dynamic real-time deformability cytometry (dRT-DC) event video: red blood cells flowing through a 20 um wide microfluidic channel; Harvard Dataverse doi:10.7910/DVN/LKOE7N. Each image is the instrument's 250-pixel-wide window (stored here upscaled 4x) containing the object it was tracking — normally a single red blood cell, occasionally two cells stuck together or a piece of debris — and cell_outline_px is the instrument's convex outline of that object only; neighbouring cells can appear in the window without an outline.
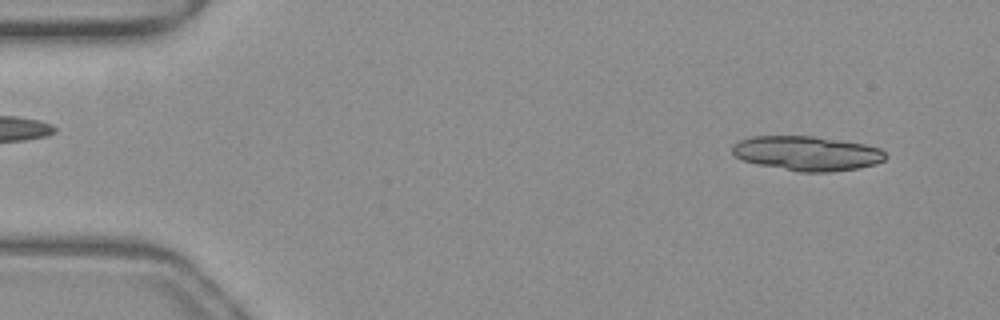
{"species": "common noctule bat (a hibernating species)", "species_latin": "Nyctalus noctula", "temperature_condition": "warm", "stored_images_in_passage": 50, "camera_frame_rate_fps": 3000, "um_per_image_px": 0.085, "animal": {"sex": "female", "body_mass_g": 19.3, "forearm_length_mm": 54.1}, "frame": {"image": 1, "passage_image": 3, "time_ms": 0.667, "image_size_px": [1000, 320], "cell_outline_px": [[888, 156], [884, 160], [876, 164], [860, 168], [828, 172], [800, 172], [756, 164], [744, 160], [736, 156], [732, 152], [732, 144], [740, 140], [752, 136], [812, 136], [864, 144], [880, 148]], "centroid_in_image_um": [68.6, 13.04], "position_along_channel_um": 16.4, "area_um2": 30.87}}
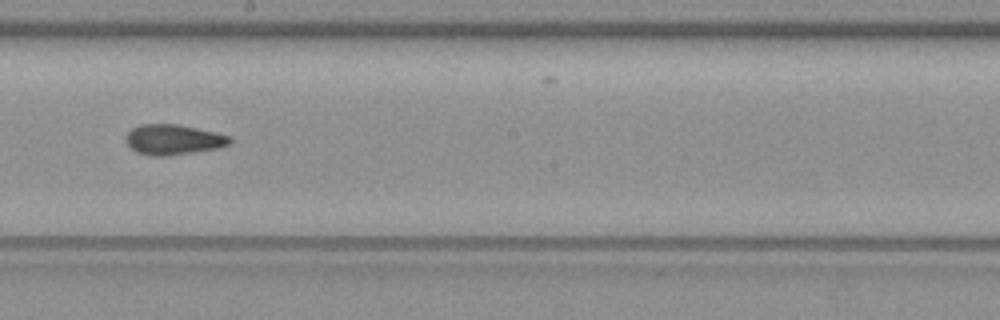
{"frame": {"image": 2, "passage_image": 28, "time_ms": 9.0, "image_size_px": [1000, 320], "cell_outline_px": [[232, 140], [228, 144], [220, 148], [168, 156], [148, 156], [136, 152], [128, 144], [128, 132], [132, 128], [140, 124], [176, 124], [216, 132], [232, 136]], "centroid_in_image_um": [14.77, 11.87], "position_along_channel_um": 233.4, "area_um2": 18.32}}
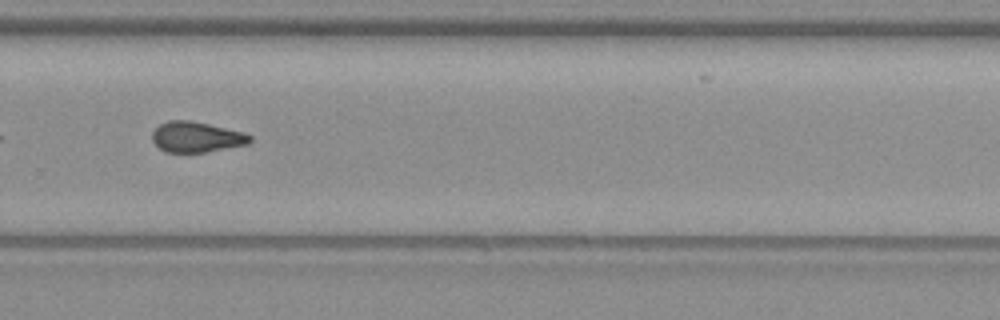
{"frame": {"image": 3, "passage_image": 34, "time_ms": 11.0, "image_size_px": [1000, 320], "cell_outline_px": [[252, 140], [248, 144], [204, 152], [164, 152], [152, 140], [152, 132], [160, 124], [168, 120], [188, 120], [208, 124], [244, 132], [252, 136]], "centroid_in_image_um": [16.69, 11.64], "position_along_channel_um": 313.1, "area_um2": 17.28}, "authors_computed_cell_mechanics": {"area_um2": 18.2937, "velocity_mm_per_s": 3.9967, "shape_relaxation_time_tau1_ms": null, "shape_relaxation_time_tau2_ms": 4.3513, "deformation_change_tau1": null, "deformation_change_tau2": 0.1162}}